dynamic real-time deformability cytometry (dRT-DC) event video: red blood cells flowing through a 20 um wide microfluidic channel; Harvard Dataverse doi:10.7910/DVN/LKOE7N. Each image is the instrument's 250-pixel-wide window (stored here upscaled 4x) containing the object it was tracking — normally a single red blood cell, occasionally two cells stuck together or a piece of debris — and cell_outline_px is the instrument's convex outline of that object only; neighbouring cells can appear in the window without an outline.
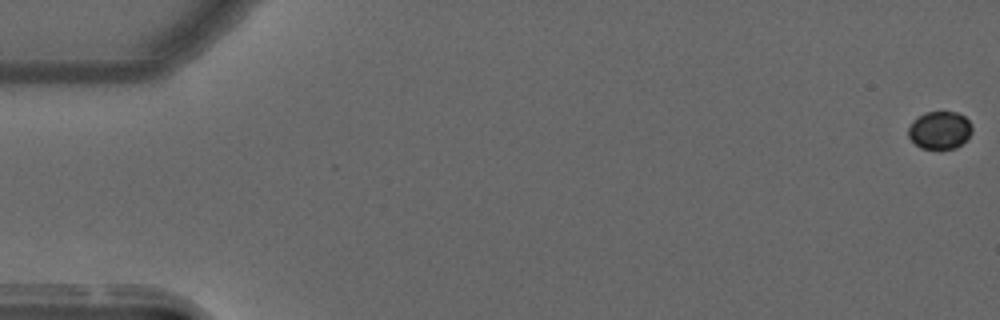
{"species": "common noctule bat (a hibernating species)", "species_latin": "Nyctalus noctula", "temperature_condition": "warm", "stored_images_in_passage": 57, "camera_frame_rate_fps": 3000, "um_per_image_px": 0.085, "animal": {"sex": "male", "forearm_length_mm": 52.5}, "frame": {"image": 1, "passage_image": 1, "time_ms": 0.0, "image_size_px": [1000, 320], "cell_outline_px": [[972, 132], [956, 148], [920, 148], [908, 136], [908, 128], [912, 120], [924, 112], [956, 112], [964, 116], [972, 124]], "centroid_in_image_um": [79.86, 11.04], "position_along_channel_um": 5.1, "area_um2": 13.93}}
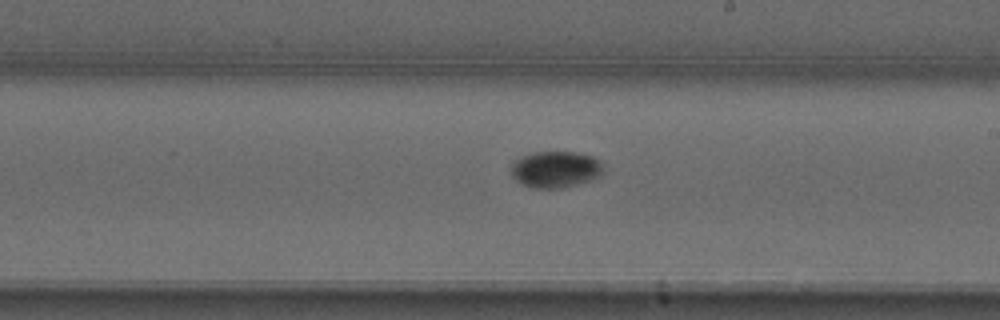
{"frame": {"image": 2, "passage_image": 33, "time_ms": 10.667, "image_size_px": [1000, 320], "cell_outline_px": [[604, 168], [600, 176], [588, 180], [560, 188], [536, 188], [524, 184], [516, 180], [512, 176], [512, 164], [520, 156], [532, 152], [576, 152], [592, 156], [600, 160], [604, 164]], "centroid_in_image_um": [47.24, 14.37], "position_along_channel_um": 241.8, "area_um2": 19.48}}
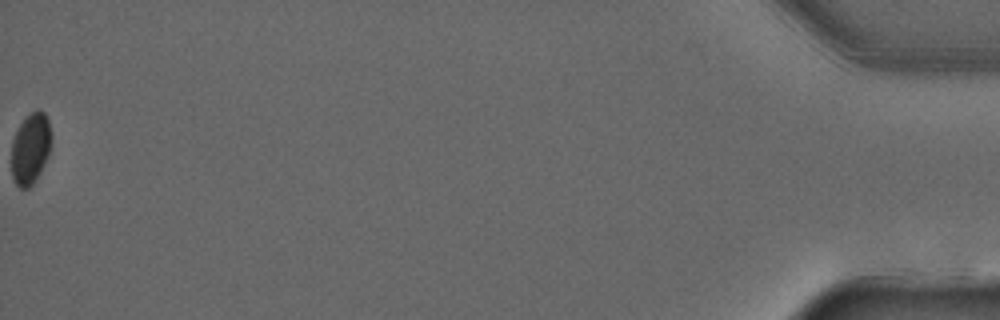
{"frame": {"image": 3, "passage_image": 57, "time_ms": 18.667, "image_size_px": [1000, 320], "cell_outline_px": [[52, 140], [48, 156], [36, 180], [28, 188], [20, 188], [12, 180], [12, 140], [24, 116], [36, 108], [40, 108], [44, 112], [48, 120], [52, 136]], "centroid_in_image_um": [2.6, 12.58], "position_along_channel_um": 432.6, "area_um2": 16.82}, "authors_computed_cell_mechanics": {"area_um2": 17.5134, "velocity_mm_per_s": 3.6982, "shape_relaxation_time_tau1_ms": 4.4086, "shape_relaxation_time_tau2_ms": null, "deformation_change_tau1": 0.1131, "deformation_change_tau2": null}}